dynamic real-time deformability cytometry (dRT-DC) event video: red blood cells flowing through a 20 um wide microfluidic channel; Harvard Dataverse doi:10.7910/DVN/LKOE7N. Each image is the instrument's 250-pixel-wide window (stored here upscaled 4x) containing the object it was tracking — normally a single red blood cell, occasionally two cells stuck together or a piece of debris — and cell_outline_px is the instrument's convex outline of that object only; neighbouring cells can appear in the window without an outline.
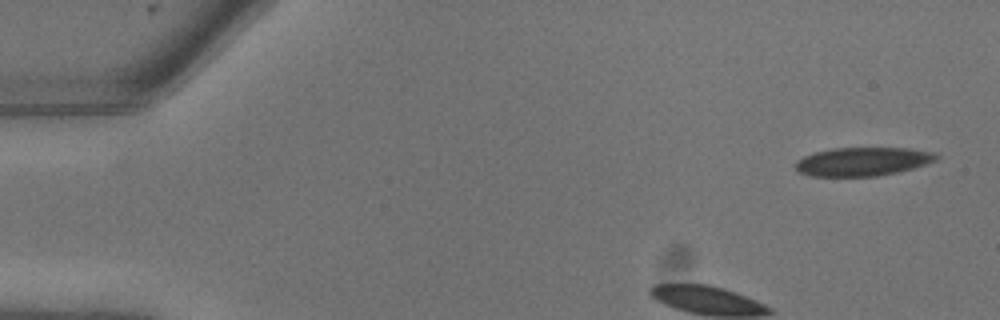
{"species": "common noctule bat (a hibernating species)", "species_latin": "Nyctalus noctula", "temperature_condition": "warm", "stored_images_in_passage": 10, "camera_frame_rate_fps": 3000, "um_per_image_px": 0.085, "animal": {"sex": "male", "body_mass_g": 13.3}, "frame": {"image": 1, "passage_image": 1, "time_ms": 0.0, "image_size_px": [1000, 320], "cell_outline_px": [[940, 156], [936, 160], [912, 168], [896, 172], [876, 176], [812, 176], [800, 172], [796, 168], [796, 160], [804, 156], [816, 152], [832, 148], [912, 148], [936, 152]], "centroid_in_image_um": [73.36, 13.72], "position_along_channel_um": 11.6, "area_um2": 23.35}}
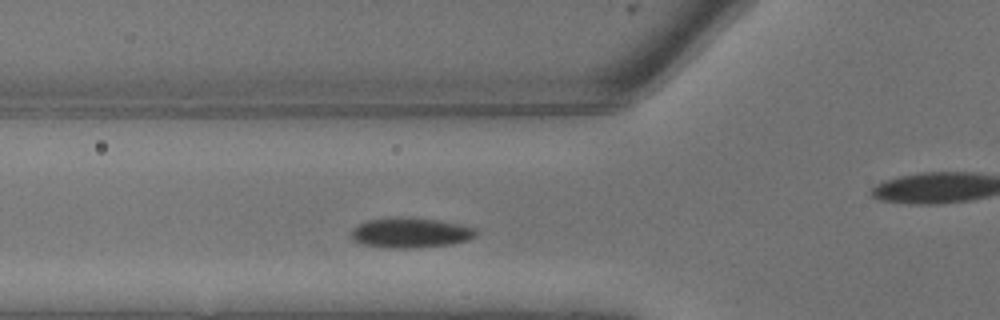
{"frame": {"image": 2, "passage_image": 6, "time_ms": 1.667, "image_size_px": [1000, 320], "cell_outline_px": [[480, 232], [476, 236], [468, 240], [452, 244], [416, 248], [396, 248], [360, 244], [352, 240], [352, 228], [368, 220], [400, 216], [436, 220], [460, 224], [476, 228]], "centroid_in_image_um": [34.93, 19.78], "position_along_channel_um": 90.9, "area_um2": 22.02}}
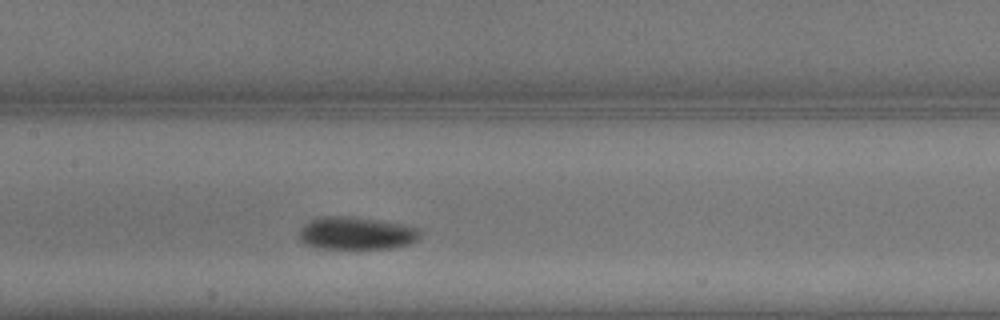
{"frame": {"image": 3, "passage_image": 9, "time_ms": 2.667, "image_size_px": [1000, 320], "cell_outline_px": [[420, 236], [412, 244], [392, 248], [320, 248], [304, 244], [300, 240], [300, 228], [308, 220], [320, 216], [356, 216], [380, 220], [420, 228]], "centroid_in_image_um": [30.28, 19.81], "position_along_channel_um": 177.1, "area_um2": 23.29}}